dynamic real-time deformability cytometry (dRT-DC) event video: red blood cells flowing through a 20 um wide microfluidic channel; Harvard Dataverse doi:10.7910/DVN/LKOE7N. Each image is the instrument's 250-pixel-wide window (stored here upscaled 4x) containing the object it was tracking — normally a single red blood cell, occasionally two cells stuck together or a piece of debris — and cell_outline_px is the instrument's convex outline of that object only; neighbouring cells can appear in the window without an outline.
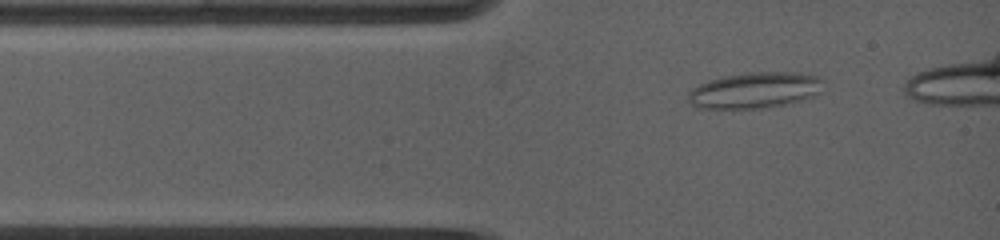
{"species": "common noctule bat (a hibernating species)", "species_latin": "Nyctalus noctula", "temperature_condition": "warm", "stored_images_in_passage": 13, "camera_frame_rate_fps": 5000, "um_per_image_px": 0.085, "animal": {"sex": "female", "body_mass_g": 19.0, "forearm_length_mm": 53.3}, "frame": {"image": 1, "passage_image": 3, "time_ms": 0.8, "image_size_px": [1000, 240], "cell_outline_px": [[824, 80], [820, 92], [804, 100], [764, 108], [696, 108], [688, 100], [688, 92], [692, 88], [708, 80], [724, 76], [748, 72], [796, 72], [816, 76]], "centroid_in_image_um": [64.16, 7.67], "position_along_channel_um": 20.8, "area_um2": 28.38}}
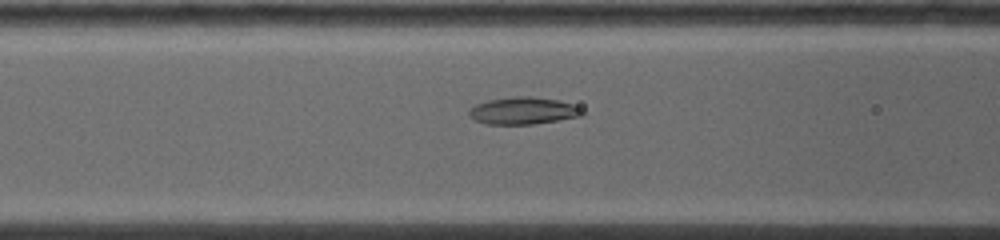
{"frame": {"image": 2, "passage_image": 11, "time_ms": 3.8, "image_size_px": [1000, 240], "cell_outline_px": [[584, 116], [532, 124], [484, 124], [468, 116], [468, 112], [476, 104], [488, 100], [512, 96], [532, 96], [560, 100], [572, 104], [580, 108], [584, 112]], "centroid_in_image_um": [44.48, 9.41], "position_along_channel_um": 122.1, "area_um2": 18.03}}